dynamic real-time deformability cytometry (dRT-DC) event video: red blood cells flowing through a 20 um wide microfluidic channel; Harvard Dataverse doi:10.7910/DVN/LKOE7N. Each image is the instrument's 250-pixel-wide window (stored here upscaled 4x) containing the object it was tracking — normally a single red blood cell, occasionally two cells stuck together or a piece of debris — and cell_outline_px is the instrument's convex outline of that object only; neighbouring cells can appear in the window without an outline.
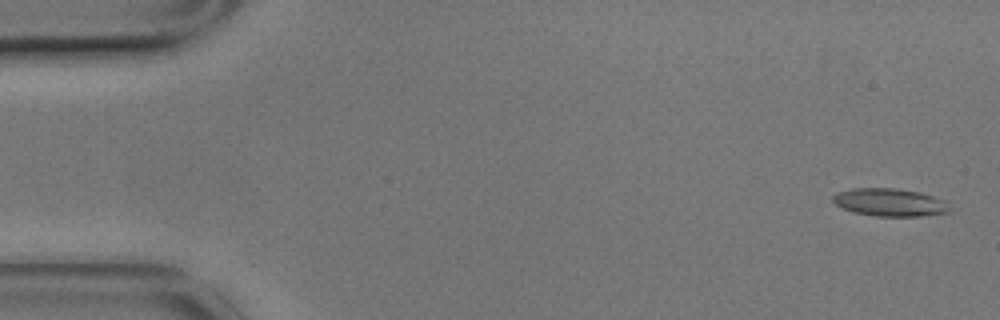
{"species": "common noctule bat (a hibernating species)", "species_latin": "Nyctalus noctula", "temperature_condition": "cold", "stored_images_in_passage": 3, "camera_frame_rate_fps": 3000, "um_per_image_px": 0.085, "animal": {"sex": "male", "body_mass_g": 17.9}, "frame": {"image": 1, "passage_image": 1, "time_ms": 0.0, "image_size_px": [1000, 320], "cell_outline_px": [[952, 212], [920, 216], [876, 216], [852, 212], [836, 204], [832, 200], [832, 196], [836, 192], [852, 188], [896, 188], [920, 192], [944, 200]], "centroid_in_image_um": [75.62, 17.19], "position_along_channel_um": 9.4, "area_um2": 18.96}}